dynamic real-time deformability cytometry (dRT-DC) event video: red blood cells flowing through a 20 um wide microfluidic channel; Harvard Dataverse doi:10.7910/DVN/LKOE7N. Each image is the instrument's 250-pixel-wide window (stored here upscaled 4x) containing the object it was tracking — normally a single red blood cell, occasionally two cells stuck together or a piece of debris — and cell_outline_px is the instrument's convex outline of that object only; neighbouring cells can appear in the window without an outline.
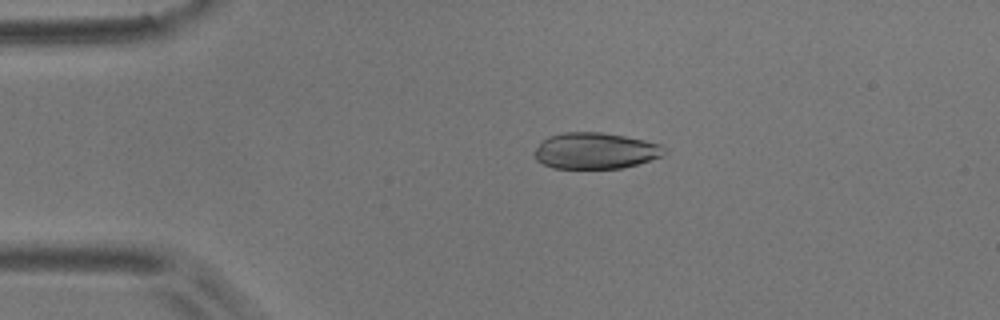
{"species": "common noctule bat (a hibernating species)", "species_latin": "Nyctalus noctula", "temperature_condition": "room temperature", "stored_images_in_passage": 8, "camera_frame_rate_fps": 3000, "um_per_image_px": 0.085, "animal": {"sex": "male", "body_mass_g": 17.9}, "frame": {"image": 1, "passage_image": 3, "time_ms": 2.333, "image_size_px": [1000, 320], "cell_outline_px": [[664, 152], [660, 156], [636, 164], [620, 168], [552, 168], [536, 160], [532, 156], [532, 152], [548, 136], [564, 132], [600, 132], [624, 136], [644, 140], [660, 144], [664, 148]], "centroid_in_image_um": [50.53, 12.81], "position_along_channel_um": 34.5, "area_um2": 27.17}}
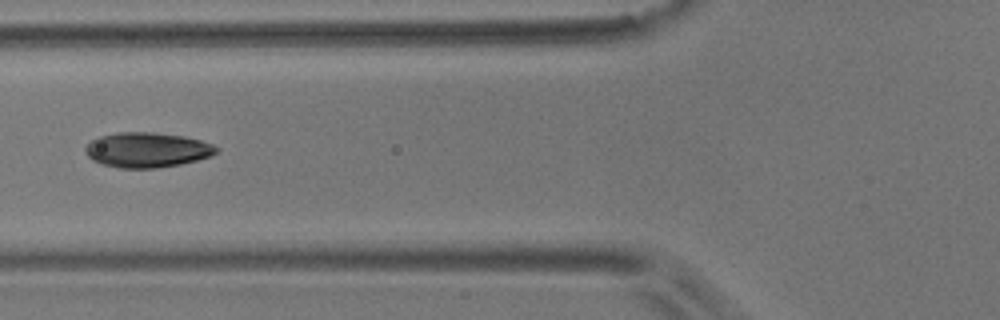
{"frame": {"image": 2, "passage_image": 6, "time_ms": 5.667, "image_size_px": [1000, 320], "cell_outline_px": [[220, 148], [216, 152], [208, 156], [196, 160], [180, 164], [156, 168], [120, 168], [100, 164], [92, 160], [88, 156], [84, 148], [92, 140], [100, 136], [116, 132], [152, 132], [184, 136], [200, 140], [212, 144]], "centroid_in_image_um": [12.47, 12.74], "position_along_channel_um": 113.3, "area_um2": 26.65}}
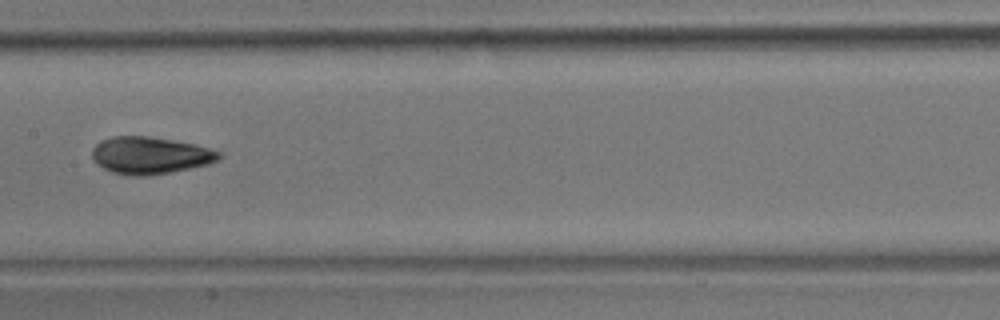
{"frame": {"image": 3, "passage_image": 8, "time_ms": 8.0, "image_size_px": [1000, 320], "cell_outline_px": [[220, 160], [208, 164], [172, 172], [148, 176], [132, 176], [112, 172], [104, 168], [92, 156], [92, 148], [100, 140], [112, 136], [148, 136], [172, 140], [192, 144], [208, 148], [220, 152]], "centroid_in_image_um": [12.75, 13.21], "position_along_channel_um": 194.6, "area_um2": 27.28}}